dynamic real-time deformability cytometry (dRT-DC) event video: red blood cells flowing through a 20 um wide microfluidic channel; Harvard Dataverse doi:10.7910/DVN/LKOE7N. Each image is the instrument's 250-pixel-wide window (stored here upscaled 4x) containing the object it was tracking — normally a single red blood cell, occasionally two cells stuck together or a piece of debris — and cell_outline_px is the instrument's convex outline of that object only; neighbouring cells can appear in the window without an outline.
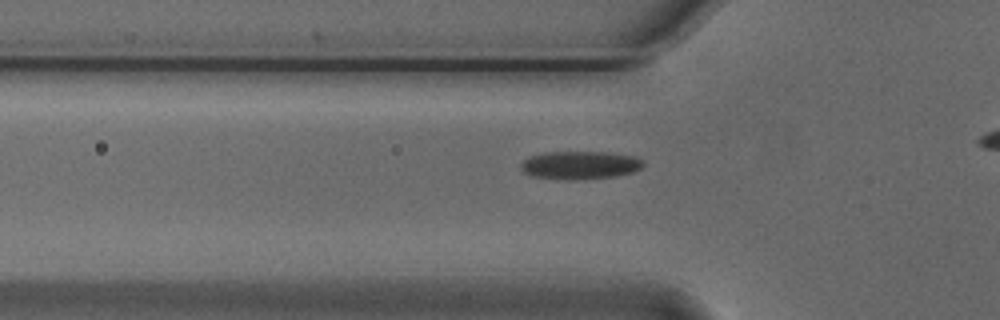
{"species": "Egyptian fruit bat (a non-hibernating species)", "species_latin": "Rousettus aegyptiacus", "temperature_condition": "cold", "stored_images_in_passage": 31, "camera_frame_rate_fps": 3000, "um_per_image_px": 0.085, "animal": {"sex": "male"}, "frame": {"image": 1, "passage_image": 4, "time_ms": 1.0, "image_size_px": [1000, 320], "cell_outline_px": [[644, 164], [640, 168], [632, 172], [616, 176], [572, 180], [556, 180], [528, 176], [520, 168], [520, 164], [524, 160], [532, 156], [544, 152], [608, 152], [636, 156], [644, 160]], "centroid_in_image_um": [49.28, 14.04], "position_along_channel_um": 76.5, "area_um2": 20.35}}
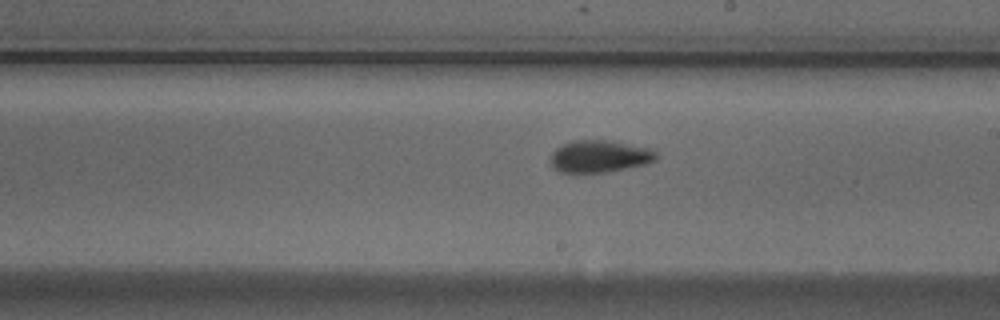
{"frame": {"image": 2, "passage_image": 17, "time_ms": 5.333, "image_size_px": [1000, 320], "cell_outline_px": [[656, 160], [648, 164], [608, 172], [560, 172], [552, 168], [552, 152], [556, 148], [572, 140], [608, 140], [652, 148], [656, 152]], "centroid_in_image_um": [51.0, 13.29], "position_along_channel_um": 238.0, "area_um2": 19.88}}
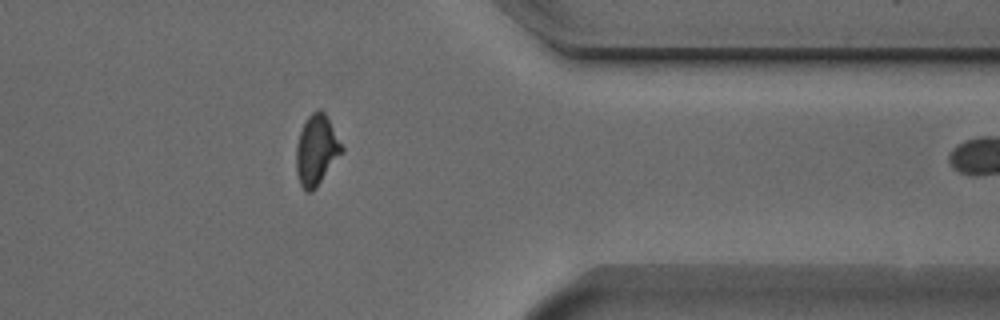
{"frame": {"image": 3, "passage_image": 30, "time_ms": 9.667, "image_size_px": [1000, 320], "cell_outline_px": [[344, 152], [316, 188], [312, 192], [304, 192], [300, 184], [296, 172], [296, 148], [300, 132], [308, 116], [316, 108], [320, 108], [324, 112], [344, 148]], "centroid_in_image_um": [26.9, 12.79], "position_along_channel_um": 384.5, "area_um2": 18.79}}